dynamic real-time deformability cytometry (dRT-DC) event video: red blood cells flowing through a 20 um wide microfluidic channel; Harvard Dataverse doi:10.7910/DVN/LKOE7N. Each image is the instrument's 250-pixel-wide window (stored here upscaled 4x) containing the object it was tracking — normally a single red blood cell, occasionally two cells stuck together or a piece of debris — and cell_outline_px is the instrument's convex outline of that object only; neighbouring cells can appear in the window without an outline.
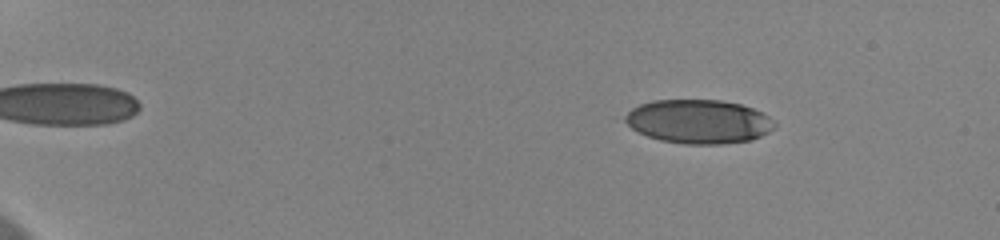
{"species": "human", "species_latin": "Homo sapiens", "temperature_condition": "cold", "stored_images_in_passage": 58, "camera_frame_rate_fps": 3000, "um_per_image_px": 0.085, "donor": {"sex": "female"}, "frame": {"image": 1, "passage_image": 9, "time_ms": 2.667, "image_size_px": [1000, 240], "cell_outline_px": [[776, 124], [768, 132], [752, 140], [720, 144], [684, 144], [660, 140], [648, 136], [632, 128], [624, 120], [624, 116], [632, 108], [640, 104], [652, 100], [720, 100], [740, 104], [752, 108], [768, 116]], "centroid_in_image_um": [59.37, 10.33], "position_along_channel_um": 25.6, "area_um2": 38.03}}
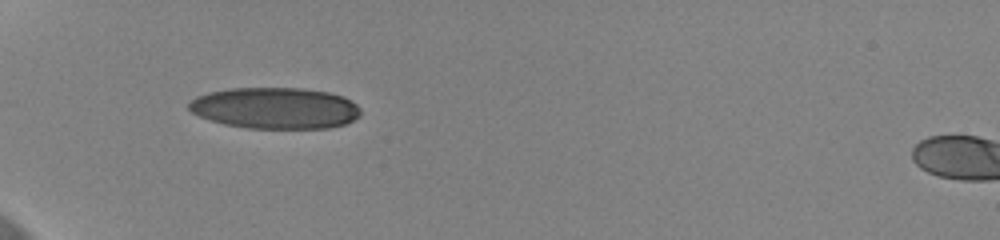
{"frame": {"image": 2, "passage_image": 21, "time_ms": 6.667, "image_size_px": [1000, 240], "cell_outline_px": [[360, 116], [344, 124], [328, 128], [248, 128], [224, 124], [200, 116], [192, 112], [188, 108], [188, 104], [196, 96], [208, 92], [232, 88], [304, 88], [328, 92], [344, 96], [352, 100], [360, 108]], "centroid_in_image_um": [23.41, 9.18], "position_along_channel_um": 61.6, "area_um2": 41.38}}
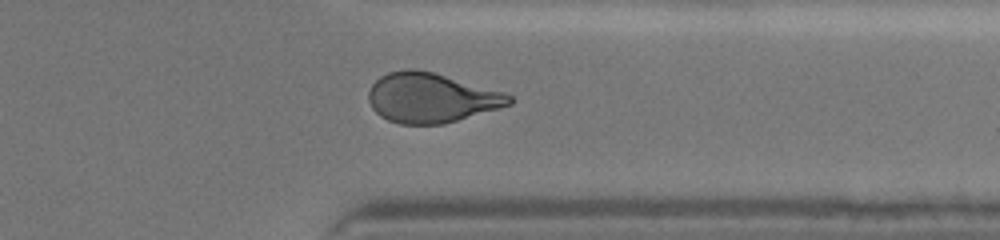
{"frame": {"image": 3, "passage_image": 48, "time_ms": 15.667, "image_size_px": [1000, 240], "cell_outline_px": [[512, 104], [500, 108], [444, 124], [400, 124], [388, 120], [380, 116], [372, 108], [368, 100], [368, 92], [372, 84], [380, 76], [388, 72], [408, 68], [416, 68], [432, 72], [504, 92], [512, 96]], "centroid_in_image_um": [36.62, 8.31], "position_along_channel_um": 374.8, "area_um2": 40.75}, "authors_computed_cell_mechanics": {"area_um2": 40.6334, "velocity_mm_per_s": 3.6567, "shape_relaxation_time_tau1_ms": 6.06, "shape_relaxation_time_tau2_ms": 1.4845, "deformation_change_tau1": 0.1785, "deformation_change_tau2": 0.078}}